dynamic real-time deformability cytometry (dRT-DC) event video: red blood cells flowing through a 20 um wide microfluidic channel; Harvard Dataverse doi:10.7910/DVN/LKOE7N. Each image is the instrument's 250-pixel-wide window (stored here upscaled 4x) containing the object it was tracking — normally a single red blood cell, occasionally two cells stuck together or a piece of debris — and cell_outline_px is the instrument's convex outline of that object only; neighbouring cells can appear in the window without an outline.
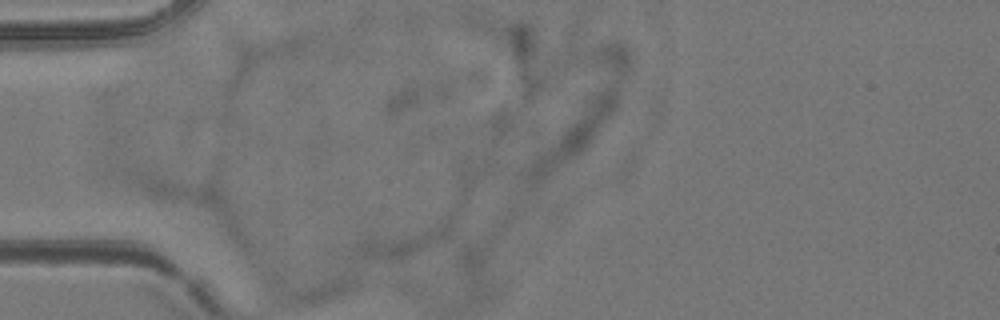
{"species": "common noctule bat (a hibernating species)", "species_latin": "Nyctalus noctula", "temperature_condition": "room temperature", "stored_images_in_passage": 3, "camera_frame_rate_fps": 3000, "um_per_image_px": 0.085, "animal": {"sex": "female", "body_mass_g": 24.6, "forearm_length_mm": 56.2}, "frame": {"image": 1, "passage_image": 1, "time_ms": 0.0, "image_size_px": [1000, 320], "cell_outline_px": [[456, 212], [452, 232], [448, 236], [400, 260], [388, 260], [360, 256], [356, 252], [356, 244], [360, 240], [368, 236]], "centroid_in_image_um": [34.51, 20.31], "position_along_channel_um": 50.5, "area_um2": 18.09}}